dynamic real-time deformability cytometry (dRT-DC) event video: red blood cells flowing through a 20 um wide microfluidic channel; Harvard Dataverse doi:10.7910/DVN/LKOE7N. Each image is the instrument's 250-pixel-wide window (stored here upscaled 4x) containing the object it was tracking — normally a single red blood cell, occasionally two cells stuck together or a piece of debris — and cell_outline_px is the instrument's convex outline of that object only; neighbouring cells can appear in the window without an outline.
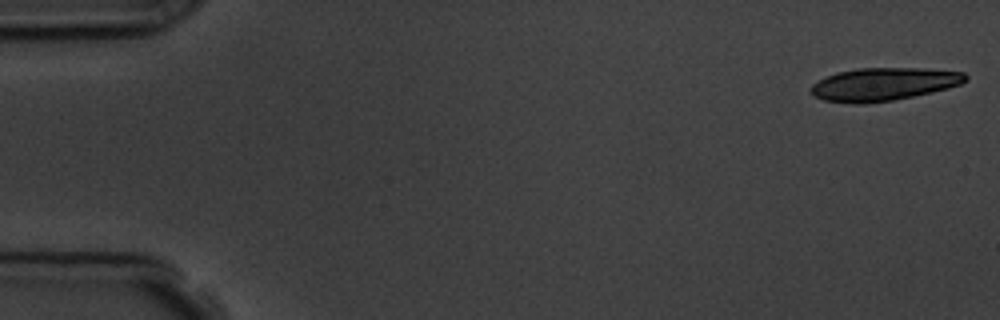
{"species": "common noctule bat (a hibernating species)", "species_latin": "Nyctalus noctula", "temperature_condition": "room temperature", "stored_images_in_passage": 4, "camera_frame_rate_fps": 3000, "um_per_image_px": 0.085, "animal": {"sex": "male", "body_mass_g": 19.5, "forearm_length_mm": 54.6}, "frame": {"image": 1, "passage_image": 1, "time_ms": 0.0, "image_size_px": [1000, 320], "cell_outline_px": [[968, 80], [960, 84], [948, 88], [912, 96], [892, 100], [856, 104], [852, 104], [824, 100], [808, 92], [808, 88], [812, 84], [836, 72], [860, 68], [924, 68], [964, 72], [968, 76]], "centroid_in_image_um": [75.09, 7.15], "position_along_channel_um": 9.9, "area_um2": 29.59}}